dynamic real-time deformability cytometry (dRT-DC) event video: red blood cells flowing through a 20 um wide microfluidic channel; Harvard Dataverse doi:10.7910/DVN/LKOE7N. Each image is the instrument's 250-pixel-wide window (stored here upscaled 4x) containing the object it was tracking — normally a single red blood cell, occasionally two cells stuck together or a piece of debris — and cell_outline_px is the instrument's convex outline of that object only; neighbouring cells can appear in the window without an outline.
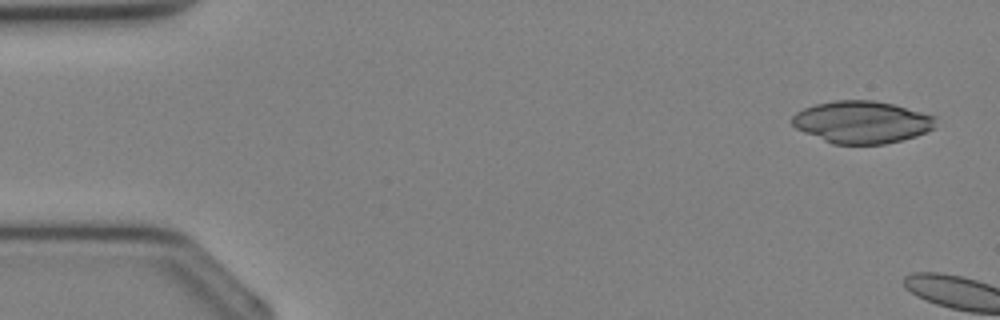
{"species": "Egyptian fruit bat (a non-hibernating species)", "species_latin": "Rousettus aegyptiacus", "temperature_condition": "cold", "stored_images_in_passage": 4, "camera_frame_rate_fps": 3000, "um_per_image_px": 0.085, "animal": {"sex": "female"}, "frame": {"image": 1, "passage_image": 2, "time_ms": 0.333, "image_size_px": [1000, 320], "cell_outline_px": [[936, 128], [916, 136], [884, 144], [832, 144], [804, 132], [796, 128], [792, 124], [792, 116], [796, 112], [804, 108], [816, 104], [836, 100], [876, 100], [892, 104], [936, 116]], "centroid_in_image_um": [73.27, 10.38], "position_along_channel_um": 11.7, "area_um2": 35.37}}